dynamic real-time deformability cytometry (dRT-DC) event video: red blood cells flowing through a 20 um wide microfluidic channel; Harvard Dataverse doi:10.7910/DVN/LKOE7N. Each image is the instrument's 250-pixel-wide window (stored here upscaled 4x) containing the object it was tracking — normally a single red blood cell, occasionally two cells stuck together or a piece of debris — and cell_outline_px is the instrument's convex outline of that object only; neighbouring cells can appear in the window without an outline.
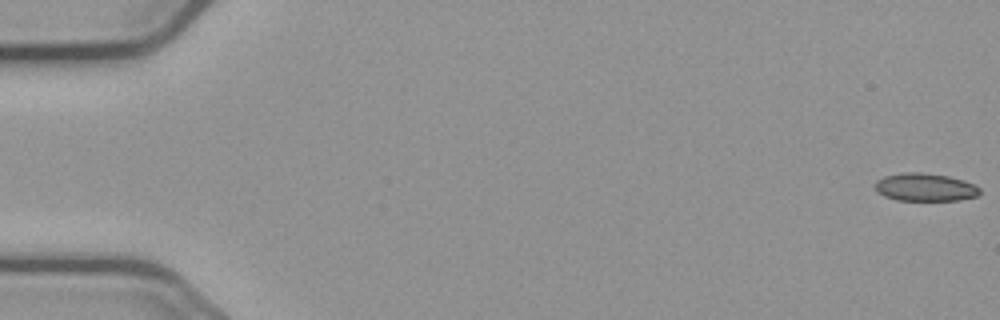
{"species": "common noctule bat (a hibernating species)", "species_latin": "Nyctalus noctula", "temperature_condition": "cold", "stored_images_in_passage": 56, "camera_frame_rate_fps": 3000, "um_per_image_px": 0.085, "animal": {"sex": "male", "body_mass_g": 23.1, "forearm_length_mm": 52.7}, "frame": {"image": 1, "passage_image": 1, "time_ms": 0.0, "image_size_px": [1000, 320], "cell_outline_px": [[980, 192], [976, 196], [956, 200], [896, 200], [884, 196], [876, 192], [876, 180], [884, 176], [904, 172], [920, 172], [948, 176], [964, 180], [980, 188]], "centroid_in_image_um": [78.6, 15.91], "position_along_channel_um": 6.4, "area_um2": 16.94}}
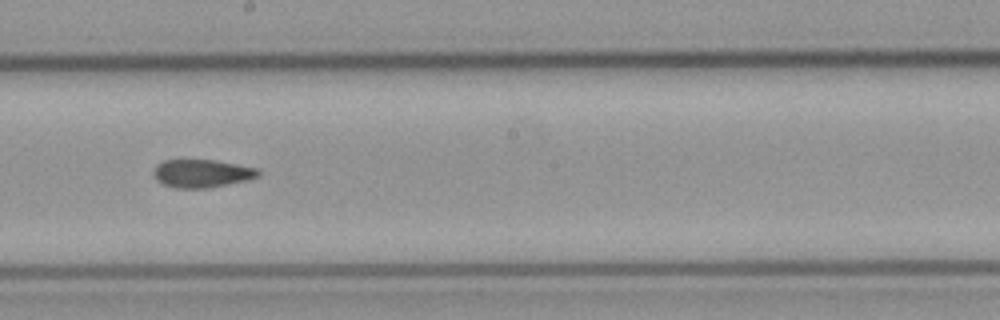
{"frame": {"image": 2, "passage_image": 32, "time_ms": 10.333, "image_size_px": [1000, 320], "cell_outline_px": [[260, 176], [248, 180], [208, 188], [176, 188], [164, 184], [156, 180], [152, 172], [156, 164], [164, 160], [216, 160], [256, 168], [260, 172]], "centroid_in_image_um": [17.14, 14.74], "position_along_channel_um": 231.1, "area_um2": 17.17}}
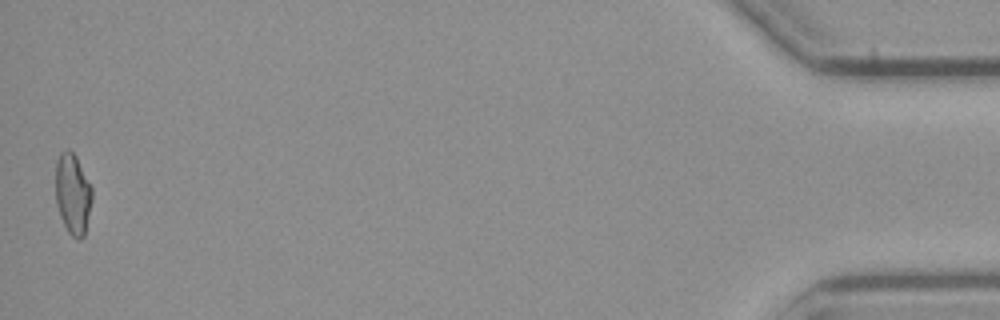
{"frame": {"image": 3, "passage_image": 56, "time_ms": 18.333, "image_size_px": [1000, 320], "cell_outline_px": [[92, 200], [84, 236], [80, 240], [76, 240], [68, 232], [60, 216], [56, 204], [56, 160], [60, 152], [68, 148], [76, 156], [92, 188]], "centroid_in_image_um": [6.18, 16.49], "position_along_channel_um": 429.0, "area_um2": 17.22}, "authors_computed_cell_mechanics": {"area_um2": 17.5134, "velocity_mm_per_s": 3.7067, "shape_relaxation_time_tau1_ms": null, "shape_relaxation_time_tau2_ms": 7.6857, "deformation_change_tau1": null, "deformation_change_tau2": 0.142}}